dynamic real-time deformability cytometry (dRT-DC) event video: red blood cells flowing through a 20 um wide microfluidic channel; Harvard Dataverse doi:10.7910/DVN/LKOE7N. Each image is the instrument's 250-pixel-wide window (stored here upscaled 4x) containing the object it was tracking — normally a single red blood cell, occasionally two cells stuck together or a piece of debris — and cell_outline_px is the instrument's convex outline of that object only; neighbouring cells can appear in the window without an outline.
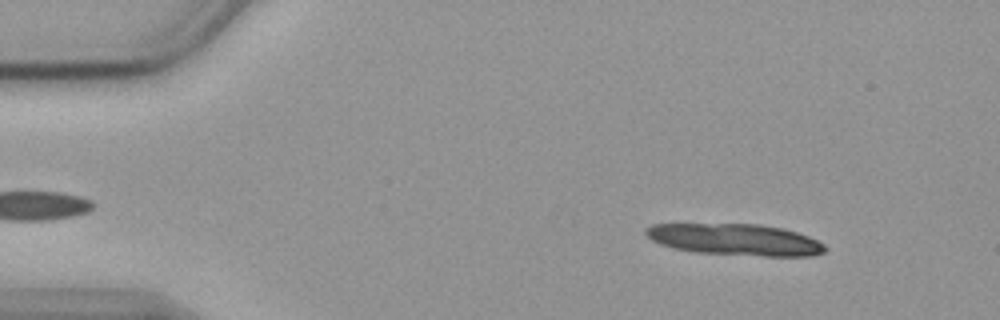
{"species": "common noctule bat (a hibernating species)", "species_latin": "Nyctalus noctula", "temperature_condition": "cold", "stored_images_in_passage": 55, "camera_frame_rate_fps": 3000, "um_per_image_px": 0.085, "animal": {"sex": "female", "body_mass_g": 19.9}, "frame": {"image": 1, "passage_image": 6, "time_ms": 1.667, "image_size_px": [1000, 320], "cell_outline_px": [[828, 248], [824, 252], [812, 256], [764, 256], [692, 252], [672, 248], [660, 244], [652, 240], [644, 232], [644, 228], [652, 224], [756, 224], [784, 228], [808, 236], [824, 244]], "centroid_in_image_um": [62.48, 20.37], "position_along_channel_um": 22.5, "area_um2": 33.06}}
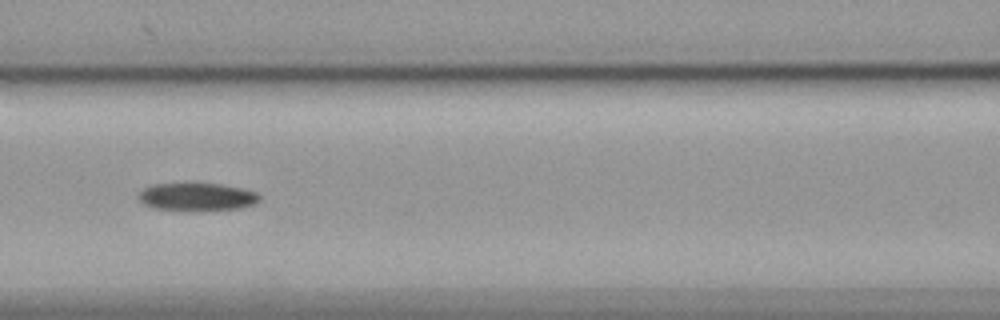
{"frame": {"image": 2, "passage_image": 24, "time_ms": 7.667, "image_size_px": [1000, 320], "cell_outline_px": [[260, 200], [256, 204], [240, 208], [192, 212], [152, 208], [144, 204], [136, 196], [144, 188], [152, 184], [220, 184], [240, 188], [256, 192], [260, 196]], "centroid_in_image_um": [16.73, 16.76], "position_along_channel_um": 149.9, "area_um2": 19.94}}
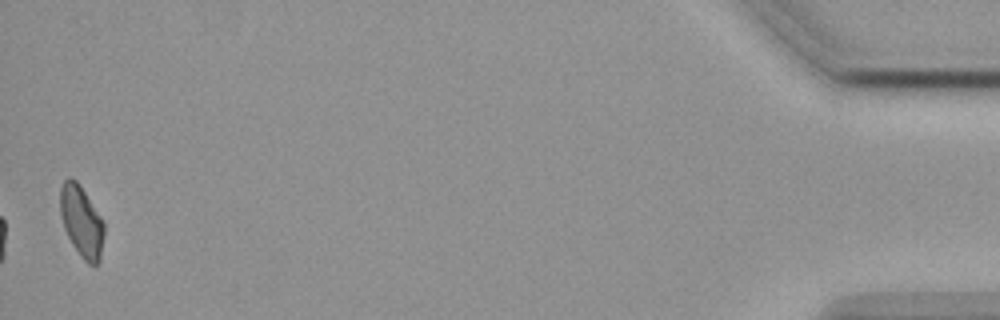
{"frame": {"image": 3, "passage_image": 55, "time_ms": 18.0, "image_size_px": [1000, 320], "cell_outline_px": [[104, 236], [100, 260], [96, 264], [88, 264], [80, 256], [72, 244], [64, 228], [60, 216], [60, 188], [64, 180], [68, 176], [76, 180], [104, 220]], "centroid_in_image_um": [6.93, 18.82], "position_along_channel_um": 428.3, "area_um2": 18.32}, "authors_computed_cell_mechanics": {"area_um2": 19.8832, "velocity_mm_per_s": 3.5724, "shape_relaxation_time_tau1_ms": 10.3675, "shape_relaxation_time_tau2_ms": null, "deformation_change_tau1": 0.2207, "deformation_change_tau2": null}}